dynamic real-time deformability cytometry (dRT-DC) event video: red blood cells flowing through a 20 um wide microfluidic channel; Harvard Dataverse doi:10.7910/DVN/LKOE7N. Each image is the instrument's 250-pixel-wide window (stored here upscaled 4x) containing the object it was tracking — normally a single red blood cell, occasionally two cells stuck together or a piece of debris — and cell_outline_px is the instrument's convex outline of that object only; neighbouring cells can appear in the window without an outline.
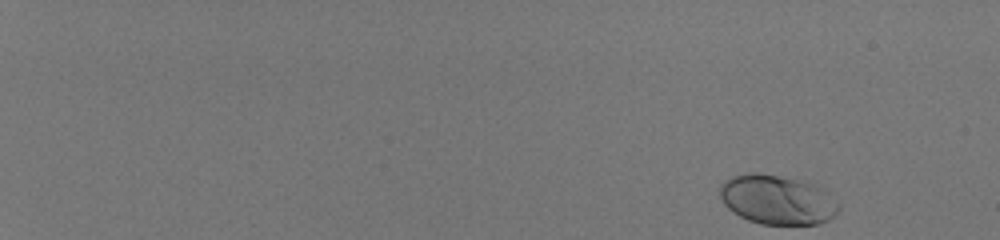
{"species": "human", "species_latin": "Homo sapiens", "temperature_condition": "room temperature", "stored_images_in_passage": 51, "camera_frame_rate_fps": 3000, "um_per_image_px": 0.085, "donor": {"sex": "male"}, "frame": {"image": 1, "passage_image": 1, "time_ms": 0.0, "image_size_px": [1000, 240], "cell_outline_px": [[840, 208], [828, 220], [816, 224], [760, 224], [748, 220], [732, 212], [724, 204], [720, 196], [720, 184], [724, 180], [732, 176], [744, 172], [756, 172], [796, 180], [812, 184], [840, 204]], "centroid_in_image_um": [65.98, 16.98], "position_along_channel_um": 19.0, "area_um2": 33.76}}
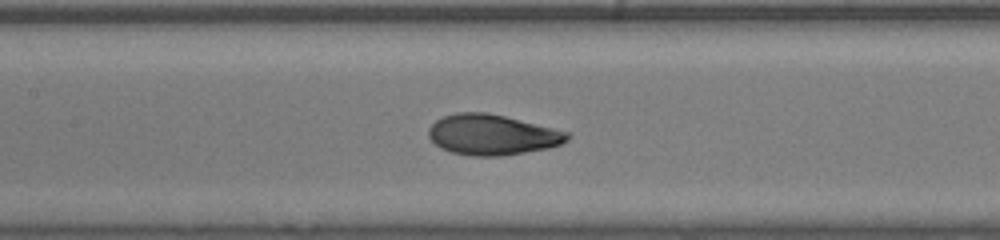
{"frame": {"image": 2, "passage_image": 28, "time_ms": 9.0, "image_size_px": [1000, 240], "cell_outline_px": [[572, 136], [568, 140], [560, 144], [548, 148], [500, 156], [472, 156], [452, 152], [440, 148], [428, 136], [428, 128], [436, 120], [444, 116], [456, 112], [488, 112], [568, 132]], "centroid_in_image_um": [41.81, 11.45], "position_along_channel_um": 165.6, "area_um2": 32.54}}
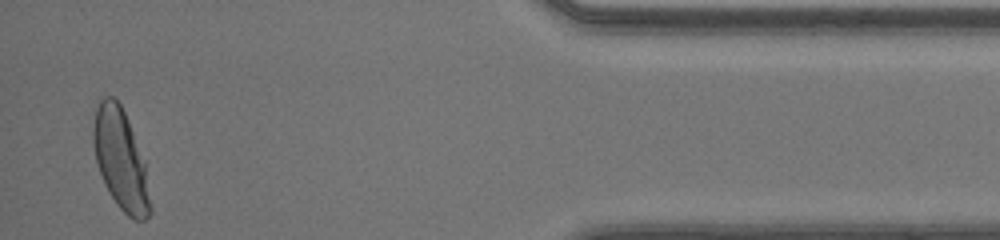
{"frame": {"image": 3, "passage_image": 50, "time_ms": 16.333, "image_size_px": [1000, 240], "cell_outline_px": [[152, 212], [144, 220], [132, 220], [116, 204], [108, 192], [104, 184], [96, 160], [92, 140], [92, 128], [96, 108], [100, 100], [104, 96], [112, 96], [120, 104], [124, 112], [132, 132], [144, 164], [152, 208]], "centroid_in_image_um": [10.23, 13.6], "position_along_channel_um": 425.0, "area_um2": 32.89}, "authors_computed_cell_mechanics": {"area_um2": 32.4836, "velocity_mm_per_s": 4.1284, "shape_relaxation_time_tau1_ms": 3.5319, "shape_relaxation_time_tau2_ms": null, "deformation_change_tau1": 0.1798, "deformation_change_tau2": null}}